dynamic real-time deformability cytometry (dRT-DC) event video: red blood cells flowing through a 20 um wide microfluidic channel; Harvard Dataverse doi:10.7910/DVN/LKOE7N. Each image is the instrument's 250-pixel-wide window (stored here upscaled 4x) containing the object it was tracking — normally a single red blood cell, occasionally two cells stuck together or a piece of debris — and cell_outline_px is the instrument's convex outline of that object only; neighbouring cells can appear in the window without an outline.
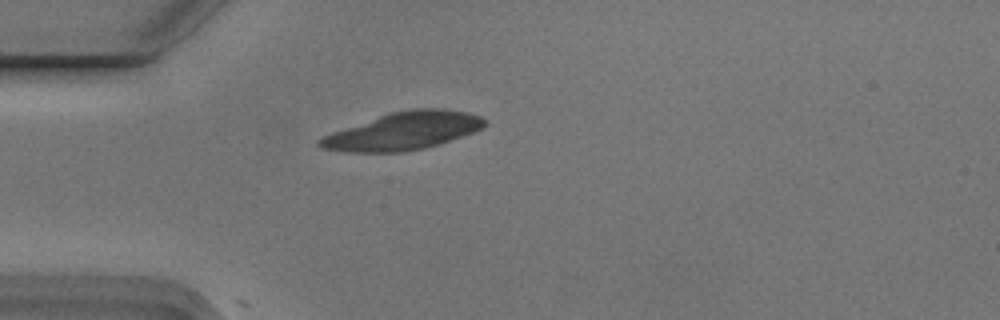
{"species": "Egyptian fruit bat (a non-hibernating species)", "species_latin": "Rousettus aegyptiacus", "temperature_condition": "cold", "stored_images_in_passage": 2, "camera_frame_rate_fps": 3000, "um_per_image_px": 0.085, "animal": {"sex": "male"}, "frame": {"image": 1, "passage_image": 2, "time_ms": 0.333, "image_size_px": [1000, 320], "cell_outline_px": [[488, 124], [472, 132], [424, 148], [400, 152], [348, 152], [324, 148], [316, 144], [316, 140], [332, 132], [388, 112], [412, 108], [444, 108], [468, 112], [480, 116]], "centroid_in_image_um": [34.25, 11.12], "position_along_channel_um": 50.8, "area_um2": 35.89}}